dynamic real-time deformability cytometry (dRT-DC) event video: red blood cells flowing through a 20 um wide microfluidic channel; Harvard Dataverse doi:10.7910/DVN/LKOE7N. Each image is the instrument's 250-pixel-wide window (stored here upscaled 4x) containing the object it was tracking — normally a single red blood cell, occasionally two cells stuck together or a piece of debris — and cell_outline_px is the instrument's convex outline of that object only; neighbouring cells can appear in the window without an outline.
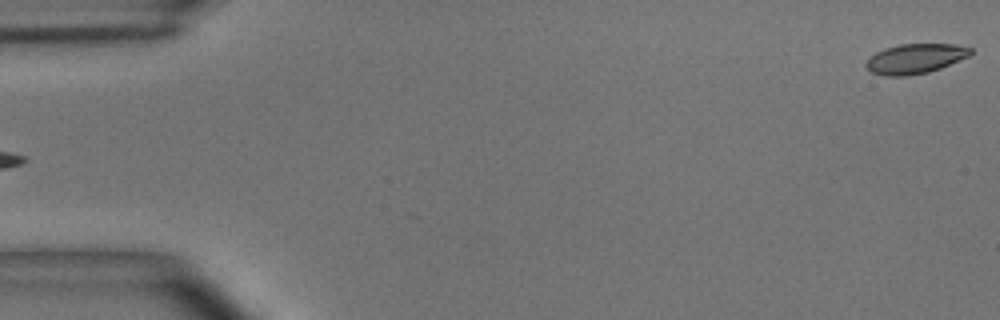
{"species": "common noctule bat (a hibernating species)", "species_latin": "Nyctalus noctula", "temperature_condition": "room temperature", "stored_images_in_passage": 6, "segment_of_instrument_passage": [2, 2], "camera_frame_rate_fps": 3000, "um_per_image_px": 0.085, "animal": {"sex": "male", "body_mass_g": 15.6}, "frame": {"image": 1, "passage_image": 6, "time_ms": 1.667, "image_size_px": [1000, 320], "cell_outline_px": [[972, 52], [968, 56], [940, 68], [928, 72], [908, 76], [884, 76], [872, 72], [864, 68], [864, 64], [876, 52], [884, 48], [900, 44], [956, 44], [972, 48]], "centroid_in_image_um": [77.76, 4.99], "position_along_channel_um": 7.2, "area_um2": 18.15}}